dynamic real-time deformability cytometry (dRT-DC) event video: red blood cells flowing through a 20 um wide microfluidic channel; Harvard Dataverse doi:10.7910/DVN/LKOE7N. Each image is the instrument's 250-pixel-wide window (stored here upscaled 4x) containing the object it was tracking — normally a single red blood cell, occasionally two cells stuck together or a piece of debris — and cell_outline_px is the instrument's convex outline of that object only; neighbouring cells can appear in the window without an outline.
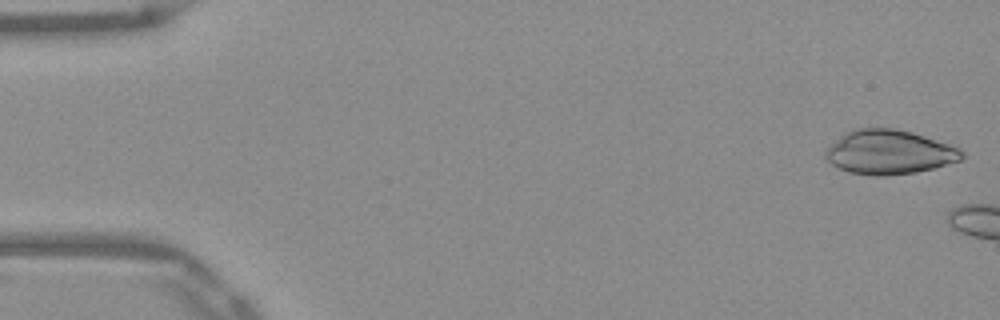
{"species": "Egyptian fruit bat (a non-hibernating species)", "species_latin": "Rousettus aegyptiacus", "temperature_condition": "warm", "stored_images_in_passage": 5, "camera_frame_rate_fps": 3000, "um_per_image_px": 0.085, "frame": {"image": 1, "passage_image": 1, "time_ms": 0.0, "image_size_px": [1000, 320], "cell_outline_px": [[964, 156], [960, 160], [932, 168], [916, 172], [884, 176], [872, 176], [848, 172], [832, 164], [824, 156], [824, 152], [844, 132], [856, 128], [892, 128], [912, 132], [960, 148], [964, 152]], "centroid_in_image_um": [75.56, 12.93], "position_along_channel_um": 9.4, "area_um2": 34.97}}